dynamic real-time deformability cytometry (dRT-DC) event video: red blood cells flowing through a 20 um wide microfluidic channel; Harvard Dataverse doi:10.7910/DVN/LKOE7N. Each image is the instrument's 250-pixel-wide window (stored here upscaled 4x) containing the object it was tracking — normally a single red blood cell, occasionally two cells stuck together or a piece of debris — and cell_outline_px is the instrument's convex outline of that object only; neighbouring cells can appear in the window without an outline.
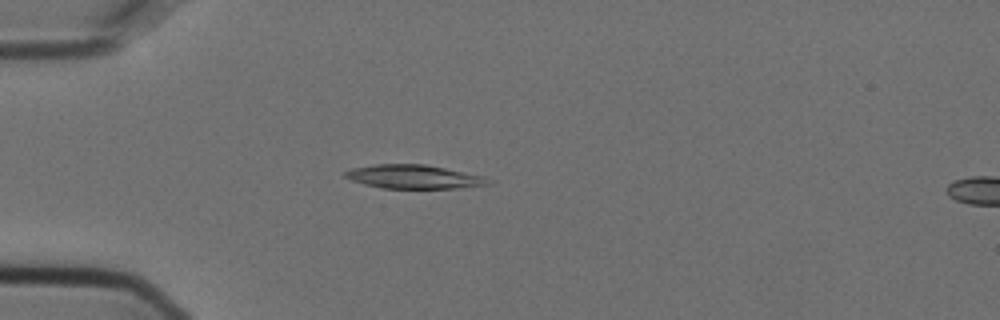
{"species": "Egyptian fruit bat (a non-hibernating species)", "species_latin": "Rousettus aegyptiacus", "temperature_condition": "cold", "stored_images_in_passage": 5, "camera_frame_rate_fps": 3000, "um_per_image_px": 0.085, "animal": {"sex": "female"}, "frame": {"image": 1, "passage_image": 5, "time_ms": 1.333, "image_size_px": [1000, 320], "cell_outline_px": [[492, 180], [488, 184], [456, 188], [380, 188], [364, 184], [352, 180], [344, 176], [344, 172], [352, 168], [376, 164], [424, 164], [488, 176]], "centroid_in_image_um": [35.2, 15.02], "position_along_channel_um": 49.8, "area_um2": 19.83}}